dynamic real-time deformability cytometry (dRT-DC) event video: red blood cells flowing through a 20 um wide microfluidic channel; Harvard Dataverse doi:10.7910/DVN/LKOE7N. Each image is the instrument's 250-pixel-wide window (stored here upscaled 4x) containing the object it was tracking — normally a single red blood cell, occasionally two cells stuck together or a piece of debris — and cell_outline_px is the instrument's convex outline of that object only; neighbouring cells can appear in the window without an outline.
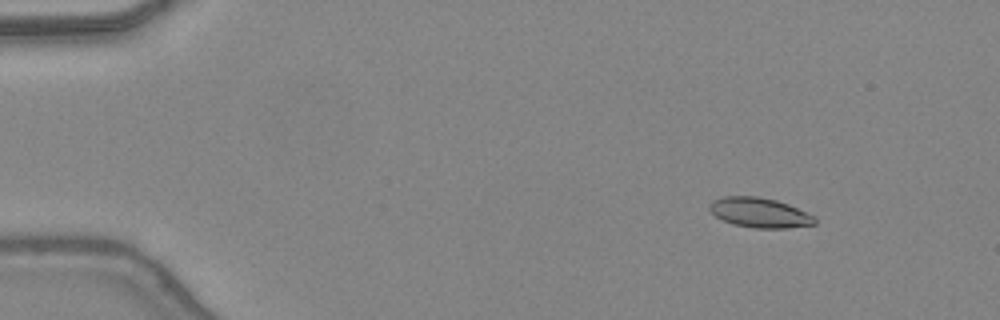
{"species": "common noctule bat (a hibernating species)", "species_latin": "Nyctalus noctula", "temperature_condition": "warm", "stored_images_in_passage": 48, "camera_frame_rate_fps": 3000, "um_per_image_px": 0.085, "animal": {"sex": "female", "body_mass_g": 24.6, "forearm_length_mm": 56.2}, "frame": {"image": 1, "passage_image": 7, "time_ms": 2.0, "image_size_px": [1000, 320], "cell_outline_px": [[816, 224], [788, 228], [752, 228], [732, 224], [716, 216], [708, 208], [708, 204], [712, 200], [724, 196], [756, 196], [776, 200], [788, 204], [816, 216]], "centroid_in_image_um": [64.57, 18.07], "position_along_channel_um": 20.4, "area_um2": 18.44}}
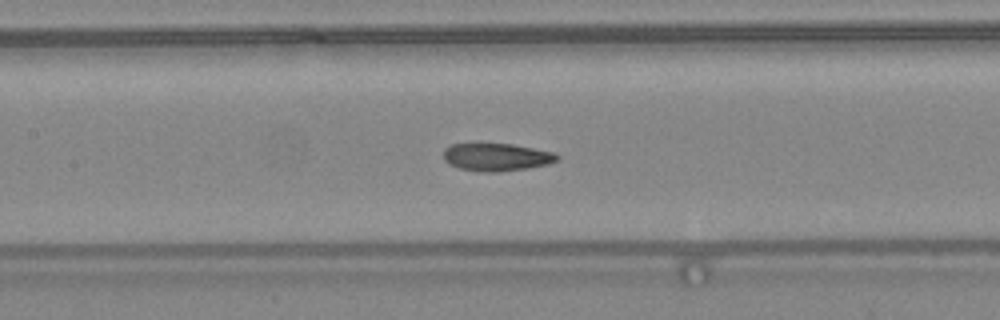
{"frame": {"image": 2, "passage_image": 24, "time_ms": 7.667, "image_size_px": [1000, 320], "cell_outline_px": [[560, 156], [556, 160], [548, 164], [528, 168], [496, 172], [484, 172], [460, 168], [448, 164], [444, 160], [444, 148], [452, 144], [512, 144], [556, 152]], "centroid_in_image_um": [42.22, 13.35], "position_along_channel_um": 165.2, "area_um2": 18.32}}
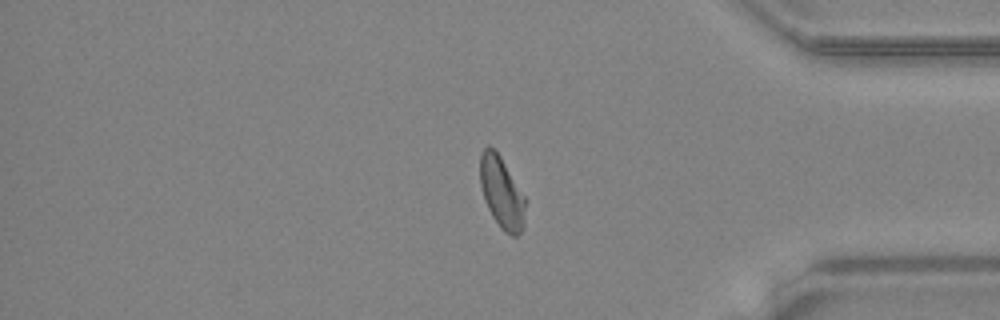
{"frame": {"image": 3, "passage_image": 41, "time_ms": 13.333, "image_size_px": [1000, 320], "cell_outline_px": [[524, 228], [516, 236], [512, 236], [504, 232], [500, 228], [492, 216], [484, 200], [480, 184], [480, 156], [484, 148], [488, 144], [500, 156], [524, 196]], "centroid_in_image_um": [42.62, 16.39], "position_along_channel_um": 392.6, "area_um2": 18.67}, "authors_computed_cell_mechanics": {"area_um2": 18.6983, "velocity_mm_per_s": 4.3984, "shape_relaxation_time_tau1_ms": null, "shape_relaxation_time_tau2_ms": 1.7686, "deformation_change_tau1": null, "deformation_change_tau2": 0.0742}}